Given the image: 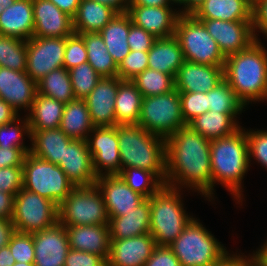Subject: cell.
<instances>
[{"label":"cell","instance_id":"11a10c76","mask_svg":"<svg viewBox=\"0 0 267 266\" xmlns=\"http://www.w3.org/2000/svg\"><path fill=\"white\" fill-rule=\"evenodd\" d=\"M26 153L21 148L0 147V168L22 166Z\"/></svg>","mask_w":267,"mask_h":266},{"label":"cell","instance_id":"d590c367","mask_svg":"<svg viewBox=\"0 0 267 266\" xmlns=\"http://www.w3.org/2000/svg\"><path fill=\"white\" fill-rule=\"evenodd\" d=\"M87 50V62L102 77H117L118 66L99 32L80 33Z\"/></svg>","mask_w":267,"mask_h":266},{"label":"cell","instance_id":"bcb514c9","mask_svg":"<svg viewBox=\"0 0 267 266\" xmlns=\"http://www.w3.org/2000/svg\"><path fill=\"white\" fill-rule=\"evenodd\" d=\"M85 62H87V50L84 40L80 34L73 33L65 38L63 67L70 70Z\"/></svg>","mask_w":267,"mask_h":266},{"label":"cell","instance_id":"ee69618b","mask_svg":"<svg viewBox=\"0 0 267 266\" xmlns=\"http://www.w3.org/2000/svg\"><path fill=\"white\" fill-rule=\"evenodd\" d=\"M182 116L188 125L197 116L208 112V93L179 92Z\"/></svg>","mask_w":267,"mask_h":266},{"label":"cell","instance_id":"8d00e7d4","mask_svg":"<svg viewBox=\"0 0 267 266\" xmlns=\"http://www.w3.org/2000/svg\"><path fill=\"white\" fill-rule=\"evenodd\" d=\"M37 93L67 104L75 99L69 71L64 67L51 71L37 82Z\"/></svg>","mask_w":267,"mask_h":266},{"label":"cell","instance_id":"681fc988","mask_svg":"<svg viewBox=\"0 0 267 266\" xmlns=\"http://www.w3.org/2000/svg\"><path fill=\"white\" fill-rule=\"evenodd\" d=\"M23 188V166L0 168V191L14 194Z\"/></svg>","mask_w":267,"mask_h":266},{"label":"cell","instance_id":"e0dca14e","mask_svg":"<svg viewBox=\"0 0 267 266\" xmlns=\"http://www.w3.org/2000/svg\"><path fill=\"white\" fill-rule=\"evenodd\" d=\"M37 93V83L25 72L0 67V99L15 111H30Z\"/></svg>","mask_w":267,"mask_h":266},{"label":"cell","instance_id":"9c48e42d","mask_svg":"<svg viewBox=\"0 0 267 266\" xmlns=\"http://www.w3.org/2000/svg\"><path fill=\"white\" fill-rule=\"evenodd\" d=\"M22 166L23 188L48 198L58 206L74 188L58 165L31 153L25 155Z\"/></svg>","mask_w":267,"mask_h":266},{"label":"cell","instance_id":"f6af8a7d","mask_svg":"<svg viewBox=\"0 0 267 266\" xmlns=\"http://www.w3.org/2000/svg\"><path fill=\"white\" fill-rule=\"evenodd\" d=\"M148 68V51L130 50L118 66V77L121 80H132Z\"/></svg>","mask_w":267,"mask_h":266},{"label":"cell","instance_id":"a7ac6f4b","mask_svg":"<svg viewBox=\"0 0 267 266\" xmlns=\"http://www.w3.org/2000/svg\"><path fill=\"white\" fill-rule=\"evenodd\" d=\"M16 0H0V14L9 6L15 3Z\"/></svg>","mask_w":267,"mask_h":266},{"label":"cell","instance_id":"ab89813d","mask_svg":"<svg viewBox=\"0 0 267 266\" xmlns=\"http://www.w3.org/2000/svg\"><path fill=\"white\" fill-rule=\"evenodd\" d=\"M143 97L157 96L171 92L174 87V78L156 70L145 69L131 80Z\"/></svg>","mask_w":267,"mask_h":266},{"label":"cell","instance_id":"e575fe53","mask_svg":"<svg viewBox=\"0 0 267 266\" xmlns=\"http://www.w3.org/2000/svg\"><path fill=\"white\" fill-rule=\"evenodd\" d=\"M65 104L52 97L36 93L29 113L26 115L30 130H47L60 126Z\"/></svg>","mask_w":267,"mask_h":266},{"label":"cell","instance_id":"2e32d148","mask_svg":"<svg viewBox=\"0 0 267 266\" xmlns=\"http://www.w3.org/2000/svg\"><path fill=\"white\" fill-rule=\"evenodd\" d=\"M95 185L104 198L109 218L125 216L146 199L133 191L118 174L98 176Z\"/></svg>","mask_w":267,"mask_h":266},{"label":"cell","instance_id":"d4e9b609","mask_svg":"<svg viewBox=\"0 0 267 266\" xmlns=\"http://www.w3.org/2000/svg\"><path fill=\"white\" fill-rule=\"evenodd\" d=\"M32 0H16L0 14V35L29 40L33 37Z\"/></svg>","mask_w":267,"mask_h":266},{"label":"cell","instance_id":"cb8c5ba5","mask_svg":"<svg viewBox=\"0 0 267 266\" xmlns=\"http://www.w3.org/2000/svg\"><path fill=\"white\" fill-rule=\"evenodd\" d=\"M70 249L100 255L106 260L110 253L109 225L65 226Z\"/></svg>","mask_w":267,"mask_h":266},{"label":"cell","instance_id":"91938a15","mask_svg":"<svg viewBox=\"0 0 267 266\" xmlns=\"http://www.w3.org/2000/svg\"><path fill=\"white\" fill-rule=\"evenodd\" d=\"M19 116V112L15 111L4 100L0 99V126L14 121Z\"/></svg>","mask_w":267,"mask_h":266},{"label":"cell","instance_id":"89a4df30","mask_svg":"<svg viewBox=\"0 0 267 266\" xmlns=\"http://www.w3.org/2000/svg\"><path fill=\"white\" fill-rule=\"evenodd\" d=\"M13 266H35L34 263L15 262Z\"/></svg>","mask_w":267,"mask_h":266},{"label":"cell","instance_id":"8992f818","mask_svg":"<svg viewBox=\"0 0 267 266\" xmlns=\"http://www.w3.org/2000/svg\"><path fill=\"white\" fill-rule=\"evenodd\" d=\"M181 266H212L229 252L193 218L182 233L169 245Z\"/></svg>","mask_w":267,"mask_h":266},{"label":"cell","instance_id":"3957f363","mask_svg":"<svg viewBox=\"0 0 267 266\" xmlns=\"http://www.w3.org/2000/svg\"><path fill=\"white\" fill-rule=\"evenodd\" d=\"M210 160L212 173V199L215 184H221L242 203V181L250 167L248 141L244 127L234 133L211 140Z\"/></svg>","mask_w":267,"mask_h":266},{"label":"cell","instance_id":"9a60e30c","mask_svg":"<svg viewBox=\"0 0 267 266\" xmlns=\"http://www.w3.org/2000/svg\"><path fill=\"white\" fill-rule=\"evenodd\" d=\"M35 266H64L70 250L65 226L59 221L53 226L32 234Z\"/></svg>","mask_w":267,"mask_h":266},{"label":"cell","instance_id":"d6a6232c","mask_svg":"<svg viewBox=\"0 0 267 266\" xmlns=\"http://www.w3.org/2000/svg\"><path fill=\"white\" fill-rule=\"evenodd\" d=\"M238 114L241 113H218L209 110L194 118L188 126L209 140L222 138L241 127L236 119Z\"/></svg>","mask_w":267,"mask_h":266},{"label":"cell","instance_id":"6f0895ef","mask_svg":"<svg viewBox=\"0 0 267 266\" xmlns=\"http://www.w3.org/2000/svg\"><path fill=\"white\" fill-rule=\"evenodd\" d=\"M14 194L0 191V219H11L13 215Z\"/></svg>","mask_w":267,"mask_h":266},{"label":"cell","instance_id":"7c38bea8","mask_svg":"<svg viewBox=\"0 0 267 266\" xmlns=\"http://www.w3.org/2000/svg\"><path fill=\"white\" fill-rule=\"evenodd\" d=\"M65 38L33 36L27 40L26 73L37 83L51 71L63 67Z\"/></svg>","mask_w":267,"mask_h":266},{"label":"cell","instance_id":"f1b7e54d","mask_svg":"<svg viewBox=\"0 0 267 266\" xmlns=\"http://www.w3.org/2000/svg\"><path fill=\"white\" fill-rule=\"evenodd\" d=\"M253 0H205L193 15L196 19L252 21Z\"/></svg>","mask_w":267,"mask_h":266},{"label":"cell","instance_id":"83f0119b","mask_svg":"<svg viewBox=\"0 0 267 266\" xmlns=\"http://www.w3.org/2000/svg\"><path fill=\"white\" fill-rule=\"evenodd\" d=\"M184 61L180 43L175 36L156 39L148 51V68L173 78Z\"/></svg>","mask_w":267,"mask_h":266},{"label":"cell","instance_id":"74e56055","mask_svg":"<svg viewBox=\"0 0 267 266\" xmlns=\"http://www.w3.org/2000/svg\"><path fill=\"white\" fill-rule=\"evenodd\" d=\"M118 175L135 192L150 198L165 183L154 173L135 167L125 168Z\"/></svg>","mask_w":267,"mask_h":266},{"label":"cell","instance_id":"603a6c76","mask_svg":"<svg viewBox=\"0 0 267 266\" xmlns=\"http://www.w3.org/2000/svg\"><path fill=\"white\" fill-rule=\"evenodd\" d=\"M223 67L184 61L174 78L178 92L208 93L223 80Z\"/></svg>","mask_w":267,"mask_h":266},{"label":"cell","instance_id":"be15d7a7","mask_svg":"<svg viewBox=\"0 0 267 266\" xmlns=\"http://www.w3.org/2000/svg\"><path fill=\"white\" fill-rule=\"evenodd\" d=\"M205 0H184L179 6L183 5L182 9H178L180 15H194L203 5ZM182 10V11H181Z\"/></svg>","mask_w":267,"mask_h":266},{"label":"cell","instance_id":"ba28073f","mask_svg":"<svg viewBox=\"0 0 267 266\" xmlns=\"http://www.w3.org/2000/svg\"><path fill=\"white\" fill-rule=\"evenodd\" d=\"M184 59L193 63L224 67L225 56L204 24L193 15H180L174 35Z\"/></svg>","mask_w":267,"mask_h":266},{"label":"cell","instance_id":"52a82bcc","mask_svg":"<svg viewBox=\"0 0 267 266\" xmlns=\"http://www.w3.org/2000/svg\"><path fill=\"white\" fill-rule=\"evenodd\" d=\"M58 221L63 226L109 225L104 198L94 184L74 187L58 206Z\"/></svg>","mask_w":267,"mask_h":266},{"label":"cell","instance_id":"6da1fadb","mask_svg":"<svg viewBox=\"0 0 267 266\" xmlns=\"http://www.w3.org/2000/svg\"><path fill=\"white\" fill-rule=\"evenodd\" d=\"M210 145L211 140L188 125L167 138L165 185L181 190L187 187L188 190L201 192L211 202Z\"/></svg>","mask_w":267,"mask_h":266},{"label":"cell","instance_id":"5b68a950","mask_svg":"<svg viewBox=\"0 0 267 266\" xmlns=\"http://www.w3.org/2000/svg\"><path fill=\"white\" fill-rule=\"evenodd\" d=\"M180 192L164 184L150 197V234L157 245L169 246L194 218L184 209Z\"/></svg>","mask_w":267,"mask_h":266},{"label":"cell","instance_id":"836d02e7","mask_svg":"<svg viewBox=\"0 0 267 266\" xmlns=\"http://www.w3.org/2000/svg\"><path fill=\"white\" fill-rule=\"evenodd\" d=\"M143 96L131 80L118 77V92L115 99L116 125L137 124Z\"/></svg>","mask_w":267,"mask_h":266},{"label":"cell","instance_id":"c3c4849f","mask_svg":"<svg viewBox=\"0 0 267 266\" xmlns=\"http://www.w3.org/2000/svg\"><path fill=\"white\" fill-rule=\"evenodd\" d=\"M245 132L248 141L249 162H251V158L255 159L267 169V130L247 129Z\"/></svg>","mask_w":267,"mask_h":266},{"label":"cell","instance_id":"6125c7cd","mask_svg":"<svg viewBox=\"0 0 267 266\" xmlns=\"http://www.w3.org/2000/svg\"><path fill=\"white\" fill-rule=\"evenodd\" d=\"M100 4L107 5L117 13H127L130 7V0H93Z\"/></svg>","mask_w":267,"mask_h":266},{"label":"cell","instance_id":"b9f144b4","mask_svg":"<svg viewBox=\"0 0 267 266\" xmlns=\"http://www.w3.org/2000/svg\"><path fill=\"white\" fill-rule=\"evenodd\" d=\"M24 117L21 120L19 116L14 121L0 126V147L21 148L26 154L30 153V147L23 142L24 136L29 139L31 136L28 118L26 115Z\"/></svg>","mask_w":267,"mask_h":266},{"label":"cell","instance_id":"4dcf8cb0","mask_svg":"<svg viewBox=\"0 0 267 266\" xmlns=\"http://www.w3.org/2000/svg\"><path fill=\"white\" fill-rule=\"evenodd\" d=\"M59 128L70 139L86 141L95 126L85 99L75 98L65 104Z\"/></svg>","mask_w":267,"mask_h":266},{"label":"cell","instance_id":"4fadbf2b","mask_svg":"<svg viewBox=\"0 0 267 266\" xmlns=\"http://www.w3.org/2000/svg\"><path fill=\"white\" fill-rule=\"evenodd\" d=\"M90 134L86 142L97 177L118 174L121 160L116 125L95 127Z\"/></svg>","mask_w":267,"mask_h":266},{"label":"cell","instance_id":"5bb4252c","mask_svg":"<svg viewBox=\"0 0 267 266\" xmlns=\"http://www.w3.org/2000/svg\"><path fill=\"white\" fill-rule=\"evenodd\" d=\"M197 20L204 24L225 58L248 48L256 41L252 21Z\"/></svg>","mask_w":267,"mask_h":266},{"label":"cell","instance_id":"484cf974","mask_svg":"<svg viewBox=\"0 0 267 266\" xmlns=\"http://www.w3.org/2000/svg\"><path fill=\"white\" fill-rule=\"evenodd\" d=\"M150 233V198L125 216L109 218L110 240L132 238Z\"/></svg>","mask_w":267,"mask_h":266},{"label":"cell","instance_id":"7a4b0ae2","mask_svg":"<svg viewBox=\"0 0 267 266\" xmlns=\"http://www.w3.org/2000/svg\"><path fill=\"white\" fill-rule=\"evenodd\" d=\"M260 41L226 57L224 62L223 77L245 106L267 100V50Z\"/></svg>","mask_w":267,"mask_h":266},{"label":"cell","instance_id":"816d5d0a","mask_svg":"<svg viewBox=\"0 0 267 266\" xmlns=\"http://www.w3.org/2000/svg\"><path fill=\"white\" fill-rule=\"evenodd\" d=\"M64 266H107V260L100 255L70 249Z\"/></svg>","mask_w":267,"mask_h":266},{"label":"cell","instance_id":"680465c9","mask_svg":"<svg viewBox=\"0 0 267 266\" xmlns=\"http://www.w3.org/2000/svg\"><path fill=\"white\" fill-rule=\"evenodd\" d=\"M15 232V226L11 219H0V249L8 245Z\"/></svg>","mask_w":267,"mask_h":266},{"label":"cell","instance_id":"94428289","mask_svg":"<svg viewBox=\"0 0 267 266\" xmlns=\"http://www.w3.org/2000/svg\"><path fill=\"white\" fill-rule=\"evenodd\" d=\"M55 4L60 10L74 17L79 7L80 0H48Z\"/></svg>","mask_w":267,"mask_h":266},{"label":"cell","instance_id":"ac0fdd59","mask_svg":"<svg viewBox=\"0 0 267 266\" xmlns=\"http://www.w3.org/2000/svg\"><path fill=\"white\" fill-rule=\"evenodd\" d=\"M172 7L130 5L127 13L136 26L155 38H169L175 35L176 23L180 16L179 11Z\"/></svg>","mask_w":267,"mask_h":266},{"label":"cell","instance_id":"003e7915","mask_svg":"<svg viewBox=\"0 0 267 266\" xmlns=\"http://www.w3.org/2000/svg\"><path fill=\"white\" fill-rule=\"evenodd\" d=\"M130 5L163 7L171 6L172 4L169 0H130Z\"/></svg>","mask_w":267,"mask_h":266},{"label":"cell","instance_id":"9f6ffc18","mask_svg":"<svg viewBox=\"0 0 267 266\" xmlns=\"http://www.w3.org/2000/svg\"><path fill=\"white\" fill-rule=\"evenodd\" d=\"M226 254L219 262L212 266H254V255L249 256L236 254ZM238 254V255H237Z\"/></svg>","mask_w":267,"mask_h":266},{"label":"cell","instance_id":"7402d4cb","mask_svg":"<svg viewBox=\"0 0 267 266\" xmlns=\"http://www.w3.org/2000/svg\"><path fill=\"white\" fill-rule=\"evenodd\" d=\"M110 241L107 266H144L157 245L150 233Z\"/></svg>","mask_w":267,"mask_h":266},{"label":"cell","instance_id":"db71d44e","mask_svg":"<svg viewBox=\"0 0 267 266\" xmlns=\"http://www.w3.org/2000/svg\"><path fill=\"white\" fill-rule=\"evenodd\" d=\"M252 25L256 40H259L257 32L267 38V0H253Z\"/></svg>","mask_w":267,"mask_h":266},{"label":"cell","instance_id":"277c9868","mask_svg":"<svg viewBox=\"0 0 267 266\" xmlns=\"http://www.w3.org/2000/svg\"><path fill=\"white\" fill-rule=\"evenodd\" d=\"M121 170L135 167L166 178V139L138 124L116 125Z\"/></svg>","mask_w":267,"mask_h":266},{"label":"cell","instance_id":"ffe728a7","mask_svg":"<svg viewBox=\"0 0 267 266\" xmlns=\"http://www.w3.org/2000/svg\"><path fill=\"white\" fill-rule=\"evenodd\" d=\"M34 16L33 36L67 38L74 33L73 18L48 0H32Z\"/></svg>","mask_w":267,"mask_h":266},{"label":"cell","instance_id":"d6986e66","mask_svg":"<svg viewBox=\"0 0 267 266\" xmlns=\"http://www.w3.org/2000/svg\"><path fill=\"white\" fill-rule=\"evenodd\" d=\"M58 166L74 187L91 186L96 183L93 158L86 141L72 140L65 147L64 158Z\"/></svg>","mask_w":267,"mask_h":266},{"label":"cell","instance_id":"f907efd6","mask_svg":"<svg viewBox=\"0 0 267 266\" xmlns=\"http://www.w3.org/2000/svg\"><path fill=\"white\" fill-rule=\"evenodd\" d=\"M156 39L152 34L136 26L134 23L130 25L127 37L130 50L149 51Z\"/></svg>","mask_w":267,"mask_h":266},{"label":"cell","instance_id":"2644e50d","mask_svg":"<svg viewBox=\"0 0 267 266\" xmlns=\"http://www.w3.org/2000/svg\"><path fill=\"white\" fill-rule=\"evenodd\" d=\"M169 1L171 2L172 5L177 4V6H178V5H180L184 0H169Z\"/></svg>","mask_w":267,"mask_h":266},{"label":"cell","instance_id":"03108f58","mask_svg":"<svg viewBox=\"0 0 267 266\" xmlns=\"http://www.w3.org/2000/svg\"><path fill=\"white\" fill-rule=\"evenodd\" d=\"M15 262L9 246L2 247L0 249V266H13Z\"/></svg>","mask_w":267,"mask_h":266},{"label":"cell","instance_id":"44dd1931","mask_svg":"<svg viewBox=\"0 0 267 266\" xmlns=\"http://www.w3.org/2000/svg\"><path fill=\"white\" fill-rule=\"evenodd\" d=\"M118 92L117 77H101L97 85L84 98L95 127L115 126V99Z\"/></svg>","mask_w":267,"mask_h":266},{"label":"cell","instance_id":"60d3db41","mask_svg":"<svg viewBox=\"0 0 267 266\" xmlns=\"http://www.w3.org/2000/svg\"><path fill=\"white\" fill-rule=\"evenodd\" d=\"M208 107L218 113H242L246 109L225 79L208 92Z\"/></svg>","mask_w":267,"mask_h":266},{"label":"cell","instance_id":"e7e4bbea","mask_svg":"<svg viewBox=\"0 0 267 266\" xmlns=\"http://www.w3.org/2000/svg\"><path fill=\"white\" fill-rule=\"evenodd\" d=\"M254 266H267V240L254 253Z\"/></svg>","mask_w":267,"mask_h":266},{"label":"cell","instance_id":"8fae6325","mask_svg":"<svg viewBox=\"0 0 267 266\" xmlns=\"http://www.w3.org/2000/svg\"><path fill=\"white\" fill-rule=\"evenodd\" d=\"M11 220L18 232H40L58 222V205L22 188L15 195Z\"/></svg>","mask_w":267,"mask_h":266},{"label":"cell","instance_id":"1f68e13d","mask_svg":"<svg viewBox=\"0 0 267 266\" xmlns=\"http://www.w3.org/2000/svg\"><path fill=\"white\" fill-rule=\"evenodd\" d=\"M132 23L128 13H117L99 32L117 66L130 52L127 37Z\"/></svg>","mask_w":267,"mask_h":266},{"label":"cell","instance_id":"f546056e","mask_svg":"<svg viewBox=\"0 0 267 266\" xmlns=\"http://www.w3.org/2000/svg\"><path fill=\"white\" fill-rule=\"evenodd\" d=\"M117 14L111 7L93 0H80L73 17L74 33L100 32Z\"/></svg>","mask_w":267,"mask_h":266},{"label":"cell","instance_id":"4316f807","mask_svg":"<svg viewBox=\"0 0 267 266\" xmlns=\"http://www.w3.org/2000/svg\"><path fill=\"white\" fill-rule=\"evenodd\" d=\"M30 153L35 157L59 165L64 158L65 147L73 140L59 127L47 130H30Z\"/></svg>","mask_w":267,"mask_h":266},{"label":"cell","instance_id":"30bf717a","mask_svg":"<svg viewBox=\"0 0 267 266\" xmlns=\"http://www.w3.org/2000/svg\"><path fill=\"white\" fill-rule=\"evenodd\" d=\"M137 124L164 139L186 126L179 92L174 88L165 94L143 97Z\"/></svg>","mask_w":267,"mask_h":266},{"label":"cell","instance_id":"f35d334b","mask_svg":"<svg viewBox=\"0 0 267 266\" xmlns=\"http://www.w3.org/2000/svg\"><path fill=\"white\" fill-rule=\"evenodd\" d=\"M27 63V41L0 35V67L25 72Z\"/></svg>","mask_w":267,"mask_h":266},{"label":"cell","instance_id":"7bdbcfd3","mask_svg":"<svg viewBox=\"0 0 267 266\" xmlns=\"http://www.w3.org/2000/svg\"><path fill=\"white\" fill-rule=\"evenodd\" d=\"M68 71L74 96L80 99L86 98L102 77L88 62L73 67Z\"/></svg>","mask_w":267,"mask_h":266},{"label":"cell","instance_id":"f5cc1de1","mask_svg":"<svg viewBox=\"0 0 267 266\" xmlns=\"http://www.w3.org/2000/svg\"><path fill=\"white\" fill-rule=\"evenodd\" d=\"M144 266H181V263L169 246L156 245Z\"/></svg>","mask_w":267,"mask_h":266},{"label":"cell","instance_id":"7dc6e473","mask_svg":"<svg viewBox=\"0 0 267 266\" xmlns=\"http://www.w3.org/2000/svg\"><path fill=\"white\" fill-rule=\"evenodd\" d=\"M8 246L16 262L34 263L35 252L32 234L16 231Z\"/></svg>","mask_w":267,"mask_h":266}]
</instances>
